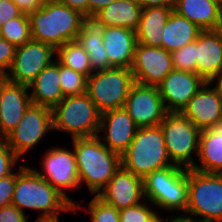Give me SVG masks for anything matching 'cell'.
<instances>
[{
  "label": "cell",
  "mask_w": 222,
  "mask_h": 222,
  "mask_svg": "<svg viewBox=\"0 0 222 222\" xmlns=\"http://www.w3.org/2000/svg\"><path fill=\"white\" fill-rule=\"evenodd\" d=\"M218 4L222 8V0H210Z\"/></svg>",
  "instance_id": "obj_51"
},
{
  "label": "cell",
  "mask_w": 222,
  "mask_h": 222,
  "mask_svg": "<svg viewBox=\"0 0 222 222\" xmlns=\"http://www.w3.org/2000/svg\"><path fill=\"white\" fill-rule=\"evenodd\" d=\"M101 113L87 93L65 96L53 109L54 131L71 134V138H88L99 133Z\"/></svg>",
  "instance_id": "obj_5"
},
{
  "label": "cell",
  "mask_w": 222,
  "mask_h": 222,
  "mask_svg": "<svg viewBox=\"0 0 222 222\" xmlns=\"http://www.w3.org/2000/svg\"><path fill=\"white\" fill-rule=\"evenodd\" d=\"M72 140L80 186L84 182L91 194L98 195L121 167V156L97 136Z\"/></svg>",
  "instance_id": "obj_3"
},
{
  "label": "cell",
  "mask_w": 222,
  "mask_h": 222,
  "mask_svg": "<svg viewBox=\"0 0 222 222\" xmlns=\"http://www.w3.org/2000/svg\"><path fill=\"white\" fill-rule=\"evenodd\" d=\"M188 205L185 213L222 221V174L187 169Z\"/></svg>",
  "instance_id": "obj_9"
},
{
  "label": "cell",
  "mask_w": 222,
  "mask_h": 222,
  "mask_svg": "<svg viewBox=\"0 0 222 222\" xmlns=\"http://www.w3.org/2000/svg\"><path fill=\"white\" fill-rule=\"evenodd\" d=\"M0 31L1 37L15 47L21 46L32 39L29 17L25 13L17 18L9 19L0 26Z\"/></svg>",
  "instance_id": "obj_30"
},
{
  "label": "cell",
  "mask_w": 222,
  "mask_h": 222,
  "mask_svg": "<svg viewBox=\"0 0 222 222\" xmlns=\"http://www.w3.org/2000/svg\"><path fill=\"white\" fill-rule=\"evenodd\" d=\"M0 222H28L25 213L15 205H6L0 208Z\"/></svg>",
  "instance_id": "obj_39"
},
{
  "label": "cell",
  "mask_w": 222,
  "mask_h": 222,
  "mask_svg": "<svg viewBox=\"0 0 222 222\" xmlns=\"http://www.w3.org/2000/svg\"><path fill=\"white\" fill-rule=\"evenodd\" d=\"M41 1L44 3V2L54 1V0H41Z\"/></svg>",
  "instance_id": "obj_52"
},
{
  "label": "cell",
  "mask_w": 222,
  "mask_h": 222,
  "mask_svg": "<svg viewBox=\"0 0 222 222\" xmlns=\"http://www.w3.org/2000/svg\"><path fill=\"white\" fill-rule=\"evenodd\" d=\"M174 6H155L143 8L140 21L135 30L137 43L150 47H162L163 29Z\"/></svg>",
  "instance_id": "obj_25"
},
{
  "label": "cell",
  "mask_w": 222,
  "mask_h": 222,
  "mask_svg": "<svg viewBox=\"0 0 222 222\" xmlns=\"http://www.w3.org/2000/svg\"><path fill=\"white\" fill-rule=\"evenodd\" d=\"M206 82L180 112L201 131L210 129L222 120V95L219 89Z\"/></svg>",
  "instance_id": "obj_17"
},
{
  "label": "cell",
  "mask_w": 222,
  "mask_h": 222,
  "mask_svg": "<svg viewBox=\"0 0 222 222\" xmlns=\"http://www.w3.org/2000/svg\"><path fill=\"white\" fill-rule=\"evenodd\" d=\"M55 60L45 67L28 86L32 89L30 97L34 105L53 109L65 97L60 86L59 62Z\"/></svg>",
  "instance_id": "obj_22"
},
{
  "label": "cell",
  "mask_w": 222,
  "mask_h": 222,
  "mask_svg": "<svg viewBox=\"0 0 222 222\" xmlns=\"http://www.w3.org/2000/svg\"><path fill=\"white\" fill-rule=\"evenodd\" d=\"M16 184V172L0 178V208L10 205Z\"/></svg>",
  "instance_id": "obj_37"
},
{
  "label": "cell",
  "mask_w": 222,
  "mask_h": 222,
  "mask_svg": "<svg viewBox=\"0 0 222 222\" xmlns=\"http://www.w3.org/2000/svg\"><path fill=\"white\" fill-rule=\"evenodd\" d=\"M138 127L124 107L109 110L101 114L99 132L102 143L111 151L122 156L128 149ZM105 141V142H104Z\"/></svg>",
  "instance_id": "obj_18"
},
{
  "label": "cell",
  "mask_w": 222,
  "mask_h": 222,
  "mask_svg": "<svg viewBox=\"0 0 222 222\" xmlns=\"http://www.w3.org/2000/svg\"><path fill=\"white\" fill-rule=\"evenodd\" d=\"M130 69L134 82L157 86L174 68L170 52L137 43Z\"/></svg>",
  "instance_id": "obj_14"
},
{
  "label": "cell",
  "mask_w": 222,
  "mask_h": 222,
  "mask_svg": "<svg viewBox=\"0 0 222 222\" xmlns=\"http://www.w3.org/2000/svg\"><path fill=\"white\" fill-rule=\"evenodd\" d=\"M196 73L212 82L222 70V36L218 30H202L196 39Z\"/></svg>",
  "instance_id": "obj_20"
},
{
  "label": "cell",
  "mask_w": 222,
  "mask_h": 222,
  "mask_svg": "<svg viewBox=\"0 0 222 222\" xmlns=\"http://www.w3.org/2000/svg\"><path fill=\"white\" fill-rule=\"evenodd\" d=\"M197 222H222V221H219V220H204V219H198L197 218Z\"/></svg>",
  "instance_id": "obj_49"
},
{
  "label": "cell",
  "mask_w": 222,
  "mask_h": 222,
  "mask_svg": "<svg viewBox=\"0 0 222 222\" xmlns=\"http://www.w3.org/2000/svg\"><path fill=\"white\" fill-rule=\"evenodd\" d=\"M60 86L64 96L80 95L87 91V76L59 63Z\"/></svg>",
  "instance_id": "obj_31"
},
{
  "label": "cell",
  "mask_w": 222,
  "mask_h": 222,
  "mask_svg": "<svg viewBox=\"0 0 222 222\" xmlns=\"http://www.w3.org/2000/svg\"><path fill=\"white\" fill-rule=\"evenodd\" d=\"M194 217L195 216H191L185 213V215L183 214L175 216L174 218L170 219V221L168 222H197V219Z\"/></svg>",
  "instance_id": "obj_44"
},
{
  "label": "cell",
  "mask_w": 222,
  "mask_h": 222,
  "mask_svg": "<svg viewBox=\"0 0 222 222\" xmlns=\"http://www.w3.org/2000/svg\"><path fill=\"white\" fill-rule=\"evenodd\" d=\"M124 108L138 128L159 126L168 113L158 87L137 82L132 84Z\"/></svg>",
  "instance_id": "obj_13"
},
{
  "label": "cell",
  "mask_w": 222,
  "mask_h": 222,
  "mask_svg": "<svg viewBox=\"0 0 222 222\" xmlns=\"http://www.w3.org/2000/svg\"><path fill=\"white\" fill-rule=\"evenodd\" d=\"M144 196L159 209L185 213L188 205L187 169L170 166L143 178Z\"/></svg>",
  "instance_id": "obj_6"
},
{
  "label": "cell",
  "mask_w": 222,
  "mask_h": 222,
  "mask_svg": "<svg viewBox=\"0 0 222 222\" xmlns=\"http://www.w3.org/2000/svg\"><path fill=\"white\" fill-rule=\"evenodd\" d=\"M217 30L220 32V34H221V36H222V15H221V19H220L219 27H218Z\"/></svg>",
  "instance_id": "obj_50"
},
{
  "label": "cell",
  "mask_w": 222,
  "mask_h": 222,
  "mask_svg": "<svg viewBox=\"0 0 222 222\" xmlns=\"http://www.w3.org/2000/svg\"><path fill=\"white\" fill-rule=\"evenodd\" d=\"M88 1V20H90L97 12L107 7L115 0H87Z\"/></svg>",
  "instance_id": "obj_42"
},
{
  "label": "cell",
  "mask_w": 222,
  "mask_h": 222,
  "mask_svg": "<svg viewBox=\"0 0 222 222\" xmlns=\"http://www.w3.org/2000/svg\"><path fill=\"white\" fill-rule=\"evenodd\" d=\"M12 1L25 14L32 13L43 5V2L41 0H12Z\"/></svg>",
  "instance_id": "obj_41"
},
{
  "label": "cell",
  "mask_w": 222,
  "mask_h": 222,
  "mask_svg": "<svg viewBox=\"0 0 222 222\" xmlns=\"http://www.w3.org/2000/svg\"><path fill=\"white\" fill-rule=\"evenodd\" d=\"M33 40L57 49L66 42L76 41L86 17L79 11L56 1L44 2L28 14Z\"/></svg>",
  "instance_id": "obj_2"
},
{
  "label": "cell",
  "mask_w": 222,
  "mask_h": 222,
  "mask_svg": "<svg viewBox=\"0 0 222 222\" xmlns=\"http://www.w3.org/2000/svg\"><path fill=\"white\" fill-rule=\"evenodd\" d=\"M206 81L197 73L171 70L157 85L167 112H181Z\"/></svg>",
  "instance_id": "obj_15"
},
{
  "label": "cell",
  "mask_w": 222,
  "mask_h": 222,
  "mask_svg": "<svg viewBox=\"0 0 222 222\" xmlns=\"http://www.w3.org/2000/svg\"><path fill=\"white\" fill-rule=\"evenodd\" d=\"M142 8L155 6H174L175 0H136Z\"/></svg>",
  "instance_id": "obj_43"
},
{
  "label": "cell",
  "mask_w": 222,
  "mask_h": 222,
  "mask_svg": "<svg viewBox=\"0 0 222 222\" xmlns=\"http://www.w3.org/2000/svg\"><path fill=\"white\" fill-rule=\"evenodd\" d=\"M22 14L23 12L12 0H0V26Z\"/></svg>",
  "instance_id": "obj_38"
},
{
  "label": "cell",
  "mask_w": 222,
  "mask_h": 222,
  "mask_svg": "<svg viewBox=\"0 0 222 222\" xmlns=\"http://www.w3.org/2000/svg\"><path fill=\"white\" fill-rule=\"evenodd\" d=\"M160 126L172 164L193 169L192 155L198 156L201 130L180 112H168Z\"/></svg>",
  "instance_id": "obj_7"
},
{
  "label": "cell",
  "mask_w": 222,
  "mask_h": 222,
  "mask_svg": "<svg viewBox=\"0 0 222 222\" xmlns=\"http://www.w3.org/2000/svg\"><path fill=\"white\" fill-rule=\"evenodd\" d=\"M172 66L175 70L196 73V40L171 52Z\"/></svg>",
  "instance_id": "obj_32"
},
{
  "label": "cell",
  "mask_w": 222,
  "mask_h": 222,
  "mask_svg": "<svg viewBox=\"0 0 222 222\" xmlns=\"http://www.w3.org/2000/svg\"><path fill=\"white\" fill-rule=\"evenodd\" d=\"M174 11L202 30H217L222 8L210 0H175Z\"/></svg>",
  "instance_id": "obj_26"
},
{
  "label": "cell",
  "mask_w": 222,
  "mask_h": 222,
  "mask_svg": "<svg viewBox=\"0 0 222 222\" xmlns=\"http://www.w3.org/2000/svg\"><path fill=\"white\" fill-rule=\"evenodd\" d=\"M196 157L201 164L196 163L194 170L222 174V120L200 132L199 152Z\"/></svg>",
  "instance_id": "obj_24"
},
{
  "label": "cell",
  "mask_w": 222,
  "mask_h": 222,
  "mask_svg": "<svg viewBox=\"0 0 222 222\" xmlns=\"http://www.w3.org/2000/svg\"><path fill=\"white\" fill-rule=\"evenodd\" d=\"M11 204L42 211L38 219H58L60 212H72V203L33 168L19 165Z\"/></svg>",
  "instance_id": "obj_1"
},
{
  "label": "cell",
  "mask_w": 222,
  "mask_h": 222,
  "mask_svg": "<svg viewBox=\"0 0 222 222\" xmlns=\"http://www.w3.org/2000/svg\"><path fill=\"white\" fill-rule=\"evenodd\" d=\"M28 86L6 81L0 92V139L12 132L32 104Z\"/></svg>",
  "instance_id": "obj_19"
},
{
  "label": "cell",
  "mask_w": 222,
  "mask_h": 222,
  "mask_svg": "<svg viewBox=\"0 0 222 222\" xmlns=\"http://www.w3.org/2000/svg\"><path fill=\"white\" fill-rule=\"evenodd\" d=\"M51 130L53 131L52 109L31 104L16 128L4 140L20 159L27 151L33 150Z\"/></svg>",
  "instance_id": "obj_10"
},
{
  "label": "cell",
  "mask_w": 222,
  "mask_h": 222,
  "mask_svg": "<svg viewBox=\"0 0 222 222\" xmlns=\"http://www.w3.org/2000/svg\"><path fill=\"white\" fill-rule=\"evenodd\" d=\"M7 80H8V79H7V75H4V74H1V73H0V92H1V90H2L3 84H4Z\"/></svg>",
  "instance_id": "obj_47"
},
{
  "label": "cell",
  "mask_w": 222,
  "mask_h": 222,
  "mask_svg": "<svg viewBox=\"0 0 222 222\" xmlns=\"http://www.w3.org/2000/svg\"><path fill=\"white\" fill-rule=\"evenodd\" d=\"M142 9L136 0H115L90 20L99 27H123L136 30Z\"/></svg>",
  "instance_id": "obj_23"
},
{
  "label": "cell",
  "mask_w": 222,
  "mask_h": 222,
  "mask_svg": "<svg viewBox=\"0 0 222 222\" xmlns=\"http://www.w3.org/2000/svg\"><path fill=\"white\" fill-rule=\"evenodd\" d=\"M162 29V48L170 53L194 42L202 31L196 24L175 11L171 13Z\"/></svg>",
  "instance_id": "obj_27"
},
{
  "label": "cell",
  "mask_w": 222,
  "mask_h": 222,
  "mask_svg": "<svg viewBox=\"0 0 222 222\" xmlns=\"http://www.w3.org/2000/svg\"><path fill=\"white\" fill-rule=\"evenodd\" d=\"M121 164L127 171L141 178L175 166L167 152L161 126L138 128L127 151L121 156Z\"/></svg>",
  "instance_id": "obj_4"
},
{
  "label": "cell",
  "mask_w": 222,
  "mask_h": 222,
  "mask_svg": "<svg viewBox=\"0 0 222 222\" xmlns=\"http://www.w3.org/2000/svg\"><path fill=\"white\" fill-rule=\"evenodd\" d=\"M134 83L130 68L112 67L94 71L87 78V91L100 113L124 107Z\"/></svg>",
  "instance_id": "obj_8"
},
{
  "label": "cell",
  "mask_w": 222,
  "mask_h": 222,
  "mask_svg": "<svg viewBox=\"0 0 222 222\" xmlns=\"http://www.w3.org/2000/svg\"><path fill=\"white\" fill-rule=\"evenodd\" d=\"M109 68H131L137 37L135 30L123 27H101Z\"/></svg>",
  "instance_id": "obj_21"
},
{
  "label": "cell",
  "mask_w": 222,
  "mask_h": 222,
  "mask_svg": "<svg viewBox=\"0 0 222 222\" xmlns=\"http://www.w3.org/2000/svg\"><path fill=\"white\" fill-rule=\"evenodd\" d=\"M19 158L14 154L4 139H0V178L13 171Z\"/></svg>",
  "instance_id": "obj_35"
},
{
  "label": "cell",
  "mask_w": 222,
  "mask_h": 222,
  "mask_svg": "<svg viewBox=\"0 0 222 222\" xmlns=\"http://www.w3.org/2000/svg\"><path fill=\"white\" fill-rule=\"evenodd\" d=\"M52 148L46 151L42 158L41 165H43L42 168L45 173L34 170L63 194L72 203V212H76L78 208L82 207L66 194V190H76L80 187L74 150L71 151L62 147Z\"/></svg>",
  "instance_id": "obj_11"
},
{
  "label": "cell",
  "mask_w": 222,
  "mask_h": 222,
  "mask_svg": "<svg viewBox=\"0 0 222 222\" xmlns=\"http://www.w3.org/2000/svg\"><path fill=\"white\" fill-rule=\"evenodd\" d=\"M147 199L144 202L119 210L120 222H145L148 221L156 212L149 208ZM148 205V206H147Z\"/></svg>",
  "instance_id": "obj_34"
},
{
  "label": "cell",
  "mask_w": 222,
  "mask_h": 222,
  "mask_svg": "<svg viewBox=\"0 0 222 222\" xmlns=\"http://www.w3.org/2000/svg\"><path fill=\"white\" fill-rule=\"evenodd\" d=\"M87 209L91 222H120L119 210L104 202L97 195H94Z\"/></svg>",
  "instance_id": "obj_33"
},
{
  "label": "cell",
  "mask_w": 222,
  "mask_h": 222,
  "mask_svg": "<svg viewBox=\"0 0 222 222\" xmlns=\"http://www.w3.org/2000/svg\"><path fill=\"white\" fill-rule=\"evenodd\" d=\"M97 196L117 210L140 204L145 200L143 178L121 165Z\"/></svg>",
  "instance_id": "obj_16"
},
{
  "label": "cell",
  "mask_w": 222,
  "mask_h": 222,
  "mask_svg": "<svg viewBox=\"0 0 222 222\" xmlns=\"http://www.w3.org/2000/svg\"><path fill=\"white\" fill-rule=\"evenodd\" d=\"M58 3L79 11L88 20V1L87 0H54Z\"/></svg>",
  "instance_id": "obj_40"
},
{
  "label": "cell",
  "mask_w": 222,
  "mask_h": 222,
  "mask_svg": "<svg viewBox=\"0 0 222 222\" xmlns=\"http://www.w3.org/2000/svg\"><path fill=\"white\" fill-rule=\"evenodd\" d=\"M34 222H60L59 219H37Z\"/></svg>",
  "instance_id": "obj_48"
},
{
  "label": "cell",
  "mask_w": 222,
  "mask_h": 222,
  "mask_svg": "<svg viewBox=\"0 0 222 222\" xmlns=\"http://www.w3.org/2000/svg\"><path fill=\"white\" fill-rule=\"evenodd\" d=\"M212 82H216L215 86L219 89L220 94L222 95V70L221 73Z\"/></svg>",
  "instance_id": "obj_45"
},
{
  "label": "cell",
  "mask_w": 222,
  "mask_h": 222,
  "mask_svg": "<svg viewBox=\"0 0 222 222\" xmlns=\"http://www.w3.org/2000/svg\"><path fill=\"white\" fill-rule=\"evenodd\" d=\"M77 41L87 52L93 71L109 69V58L104 48L101 27L87 20L78 34Z\"/></svg>",
  "instance_id": "obj_28"
},
{
  "label": "cell",
  "mask_w": 222,
  "mask_h": 222,
  "mask_svg": "<svg viewBox=\"0 0 222 222\" xmlns=\"http://www.w3.org/2000/svg\"><path fill=\"white\" fill-rule=\"evenodd\" d=\"M165 220V217L161 218L158 213H155L148 221L145 222H164Z\"/></svg>",
  "instance_id": "obj_46"
},
{
  "label": "cell",
  "mask_w": 222,
  "mask_h": 222,
  "mask_svg": "<svg viewBox=\"0 0 222 222\" xmlns=\"http://www.w3.org/2000/svg\"><path fill=\"white\" fill-rule=\"evenodd\" d=\"M56 60L67 68H71L89 77L94 71L90 66L89 56L80 43L76 41L66 42L56 49Z\"/></svg>",
  "instance_id": "obj_29"
},
{
  "label": "cell",
  "mask_w": 222,
  "mask_h": 222,
  "mask_svg": "<svg viewBox=\"0 0 222 222\" xmlns=\"http://www.w3.org/2000/svg\"><path fill=\"white\" fill-rule=\"evenodd\" d=\"M16 47L0 38V73L7 75L14 61Z\"/></svg>",
  "instance_id": "obj_36"
},
{
  "label": "cell",
  "mask_w": 222,
  "mask_h": 222,
  "mask_svg": "<svg viewBox=\"0 0 222 222\" xmlns=\"http://www.w3.org/2000/svg\"><path fill=\"white\" fill-rule=\"evenodd\" d=\"M54 54L56 49L53 46L33 39L16 47L14 61L7 74L8 81L29 86L53 62Z\"/></svg>",
  "instance_id": "obj_12"
}]
</instances>
